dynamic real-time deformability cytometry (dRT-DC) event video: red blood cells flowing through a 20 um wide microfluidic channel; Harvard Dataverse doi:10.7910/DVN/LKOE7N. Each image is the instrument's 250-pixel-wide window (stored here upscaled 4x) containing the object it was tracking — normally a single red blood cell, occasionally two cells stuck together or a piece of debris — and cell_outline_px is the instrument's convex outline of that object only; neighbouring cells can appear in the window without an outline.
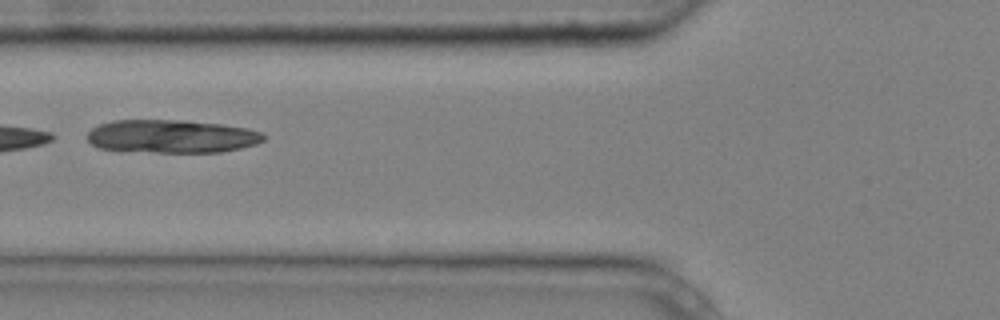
{"species": "common noctule bat (a hibernating species)", "species_latin": "Nyctalus noctula", "temperature_condition": "cold", "stored_images_in_passage": 2, "camera_frame_rate_fps": 3000, "um_per_image_px": 0.085, "animal": {"sex": "male", "body_mass_g": 20.4}, "frame": {"image": 1, "passage_image": 2, "time_ms": 0.333, "image_size_px": [1000, 320], "cell_outline_px": [[264, 140], [256, 144], [240, 148], [220, 152], [156, 152], [96, 148], [88, 140], [88, 132], [92, 128], [100, 124], [112, 120], [184, 120], [220, 124], [248, 128], [260, 132], [264, 136]], "centroid_in_image_um": [14.58, 11.58], "position_along_channel_um": 111.2, "area_um2": 33.99}}